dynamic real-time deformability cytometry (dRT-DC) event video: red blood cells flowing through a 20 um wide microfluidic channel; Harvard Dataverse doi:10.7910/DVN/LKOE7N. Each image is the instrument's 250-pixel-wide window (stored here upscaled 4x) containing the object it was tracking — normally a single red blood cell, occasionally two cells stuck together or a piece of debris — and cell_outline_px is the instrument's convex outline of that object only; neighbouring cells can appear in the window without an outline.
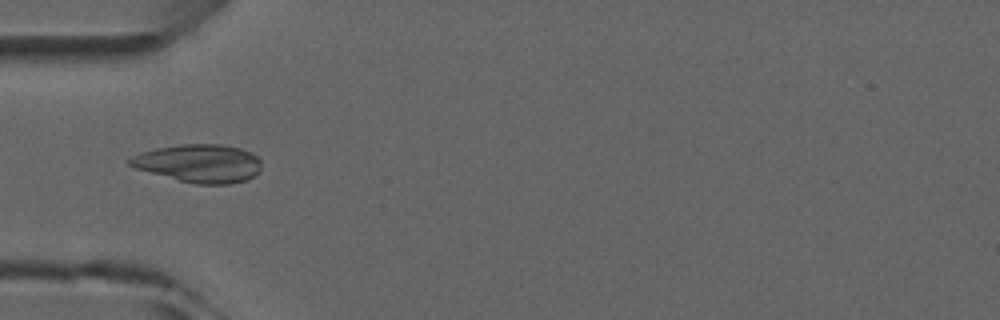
{"species": "common noctule bat (a hibernating species)", "species_latin": "Nyctalus noctula", "temperature_condition": "room temperature", "stored_images_in_passage": 6, "camera_frame_rate_fps": 3000, "um_per_image_px": 0.085, "animal": {"sex": "male", "forearm_length_mm": 52.5}, "frame": {"image": 1, "passage_image": 5, "time_ms": 4.667, "image_size_px": [1000, 320], "cell_outline_px": [[260, 172], [244, 180], [228, 184], [196, 184], [180, 180], [136, 168], [128, 164], [128, 160], [132, 156], [140, 152], [156, 148], [180, 144], [220, 144], [240, 148], [252, 152], [260, 160]], "centroid_in_image_um": [16.93, 13.87], "position_along_channel_um": 68.1, "area_um2": 29.02}}
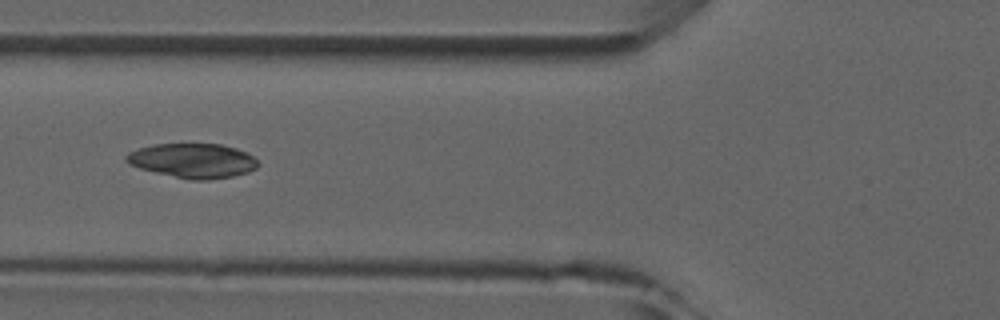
{"frame": {"image": 2, "passage_image": 6, "time_ms": 5.667, "image_size_px": [1000, 320], "cell_outline_px": [[260, 164], [256, 168], [248, 172], [232, 176], [208, 180], [192, 180], [156, 172], [140, 168], [128, 164], [124, 160], [124, 156], [128, 152], [152, 144], [220, 144], [236, 148], [252, 156]], "centroid_in_image_um": [16.37, 13.65], "position_along_channel_um": 109.4, "area_um2": 26.36}}